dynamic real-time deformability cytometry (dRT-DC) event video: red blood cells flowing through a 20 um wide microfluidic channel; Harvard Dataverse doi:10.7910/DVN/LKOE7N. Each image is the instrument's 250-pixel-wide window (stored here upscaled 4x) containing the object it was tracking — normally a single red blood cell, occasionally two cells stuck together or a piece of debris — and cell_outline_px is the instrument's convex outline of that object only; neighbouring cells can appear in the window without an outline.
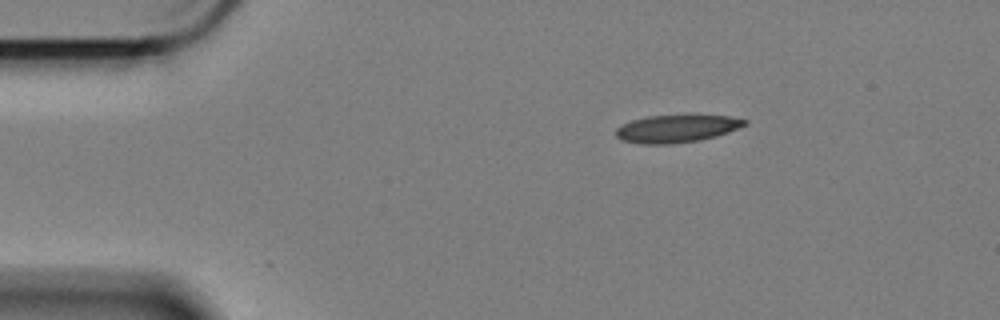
{"species": "Egyptian fruit bat (a non-hibernating species)", "species_latin": "Rousettus aegyptiacus", "temperature_condition": "cold", "stored_images_in_passage": 29, "camera_frame_rate_fps": 3000, "um_per_image_px": 0.085, "animal": {"sex": "female"}, "frame": {"image": 1, "passage_image": 1, "time_ms": 0.0, "image_size_px": [1000, 320], "cell_outline_px": [[748, 124], [728, 132], [716, 136], [700, 140], [672, 144], [640, 144], [620, 140], [616, 136], [616, 128], [620, 124], [632, 120], [648, 116], [728, 116], [748, 120]], "centroid_in_image_um": [57.47, 10.95], "position_along_channel_um": 27.5, "area_um2": 20.63}}
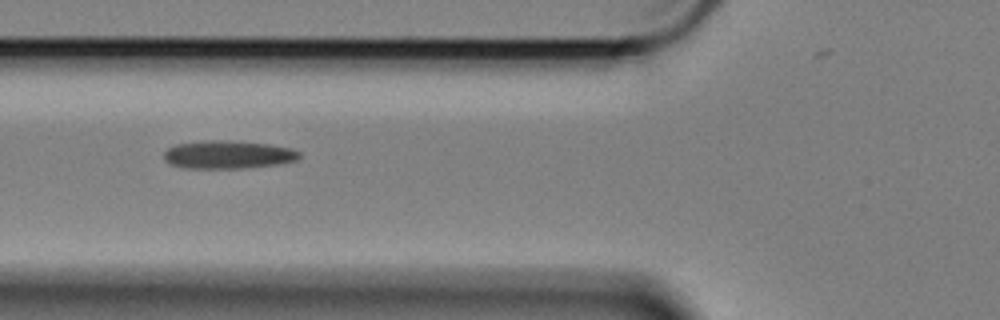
{"frame": {"image": 2, "passage_image": 13, "time_ms": 4.0, "image_size_px": [1000, 320], "cell_outline_px": [[300, 156], [296, 160], [280, 164], [244, 168], [184, 168], [168, 164], [164, 160], [164, 152], [168, 148], [176, 144], [204, 140], [220, 140], [268, 144], [292, 148], [300, 152]], "centroid_in_image_um": [19.35, 13.15], "position_along_channel_um": 106.4, "area_um2": 22.25}}
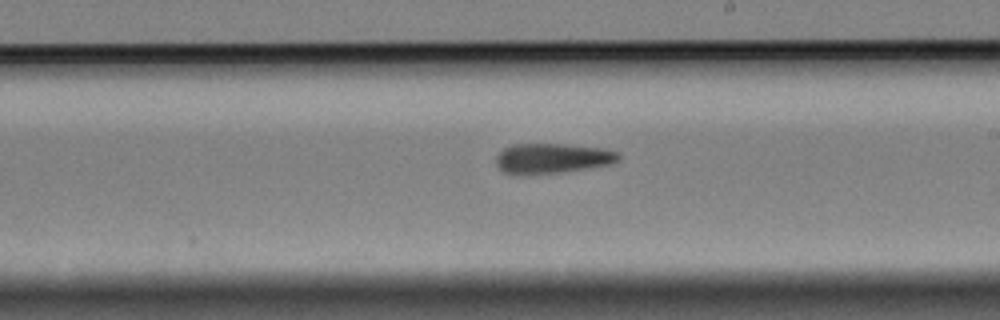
{"frame": {"image": 3, "passage_image": 25, "time_ms": 8.0, "image_size_px": [1000, 320], "cell_outline_px": [[620, 160], [612, 164], [560, 172], [504, 172], [496, 164], [496, 156], [504, 148], [512, 144], [564, 144], [604, 148], [620, 152]], "centroid_in_image_um": [47.03, 13.41], "position_along_channel_um": 242.0, "area_um2": 20.92}}